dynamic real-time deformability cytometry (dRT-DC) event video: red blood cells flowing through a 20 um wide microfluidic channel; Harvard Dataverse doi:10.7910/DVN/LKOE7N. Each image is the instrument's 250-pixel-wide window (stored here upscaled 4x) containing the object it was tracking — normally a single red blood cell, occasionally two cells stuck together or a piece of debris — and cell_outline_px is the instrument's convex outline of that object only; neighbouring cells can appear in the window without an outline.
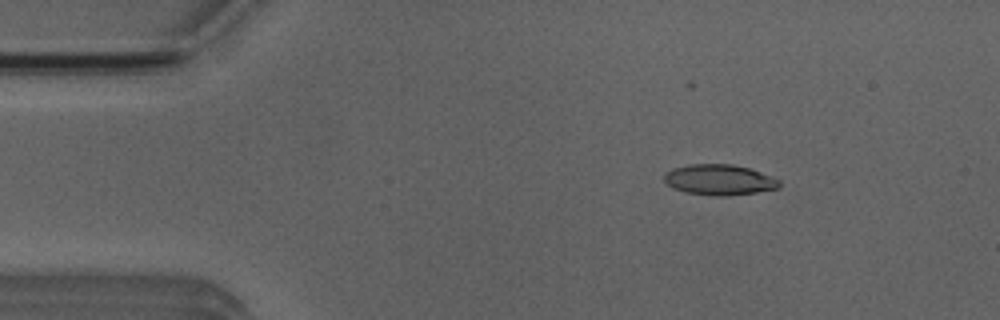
{"species": "Egyptian fruit bat (a non-hibernating species)", "species_latin": "Rousettus aegyptiacus", "temperature_condition": "room temperature", "stored_images_in_passage": 4, "camera_frame_rate_fps": 3000, "um_per_image_px": 0.085, "animal": {"sex": "male"}, "frame": {"image": 1, "passage_image": 2, "time_ms": 1.0, "image_size_px": [1000, 320], "cell_outline_px": [[780, 188], [756, 192], [728, 196], [716, 196], [684, 192], [672, 188], [664, 180], [664, 172], [672, 168], [688, 164], [732, 164], [748, 168], [760, 172], [780, 180]], "centroid_in_image_um": [61.11, 15.28], "position_along_channel_um": 23.9, "area_um2": 20.63}}